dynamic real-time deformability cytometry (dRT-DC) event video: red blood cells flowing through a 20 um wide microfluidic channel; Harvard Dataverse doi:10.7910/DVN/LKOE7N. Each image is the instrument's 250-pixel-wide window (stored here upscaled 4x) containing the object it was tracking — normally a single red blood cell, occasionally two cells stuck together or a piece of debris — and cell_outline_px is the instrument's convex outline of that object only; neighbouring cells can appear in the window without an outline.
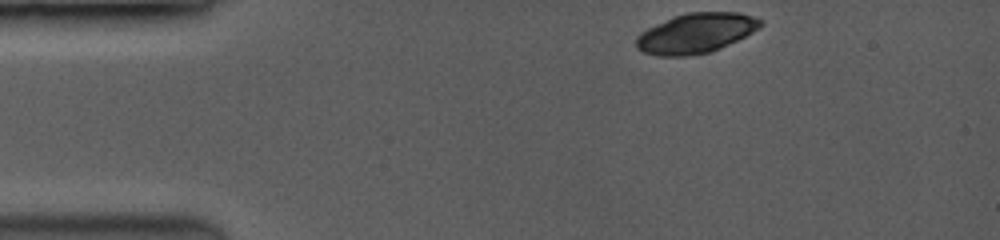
{"species": "common noctule bat (a hibernating species)", "species_latin": "Nyctalus noctula", "temperature_condition": "room temperature", "stored_images_in_passage": 23, "camera_frame_rate_fps": 3500, "um_per_image_px": 0.085, "animal": {"sex": "female", "body_mass_g": 19.0, "forearm_length_mm": 53.3}, "frame": {"image": 1, "passage_image": 1, "time_ms": 0.0, "image_size_px": [1000, 240], "cell_outline_px": [[760, 24], [752, 32], [736, 40], [708, 52], [684, 56], [660, 56], [644, 52], [636, 48], [636, 40], [640, 32], [648, 28], [676, 16], [688, 12], [740, 12], [752, 16], [760, 20]], "centroid_in_image_um": [59.1, 2.82], "position_along_channel_um": 25.9, "area_um2": 28.09}}
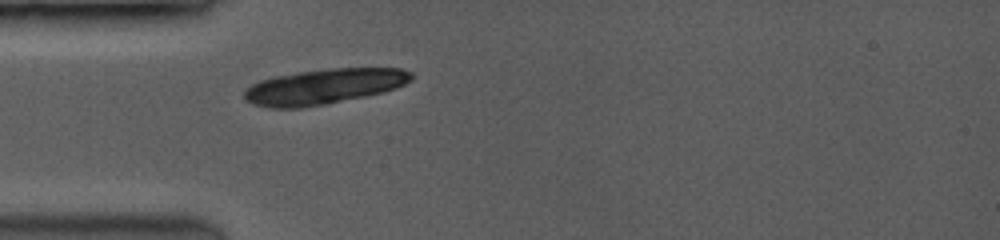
{"frame": {"image": 2, "passage_image": 6, "time_ms": 2.286, "image_size_px": [1000, 240], "cell_outline_px": [[412, 80], [404, 84], [380, 92], [364, 96], [324, 104], [300, 108], [272, 108], [252, 104], [244, 96], [244, 92], [252, 84], [260, 80], [276, 76], [300, 72], [332, 68], [400, 68], [412, 72]], "centroid_in_image_um": [27.52, 7.35], "position_along_channel_um": 57.5, "area_um2": 33.76}}